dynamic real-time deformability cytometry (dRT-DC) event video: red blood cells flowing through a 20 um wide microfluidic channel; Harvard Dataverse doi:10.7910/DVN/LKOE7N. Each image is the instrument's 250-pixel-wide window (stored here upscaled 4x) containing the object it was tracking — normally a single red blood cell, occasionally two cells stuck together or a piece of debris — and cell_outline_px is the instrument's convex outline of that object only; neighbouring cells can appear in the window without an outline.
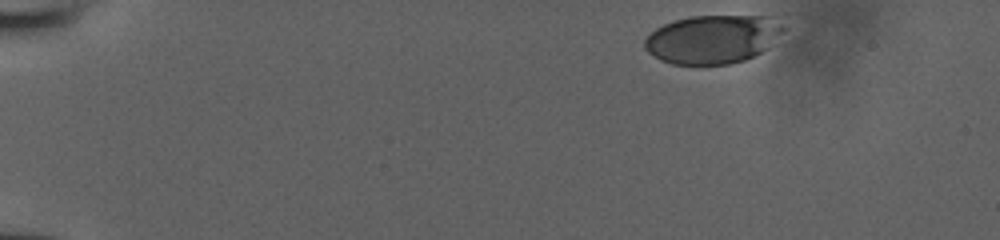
{"species": "human", "species_latin": "Homo sapiens", "temperature_condition": "room temperature", "stored_images_in_passage": 23, "camera_frame_rate_fps": 3000, "um_per_image_px": 0.085, "donor": {"sex": "male"}, "frame": {"image": 1, "passage_image": 1, "time_ms": 0.0, "image_size_px": [1000, 240], "cell_outline_px": [[788, 28], [768, 48], [744, 60], [728, 64], [672, 64], [660, 60], [648, 52], [644, 48], [644, 40], [656, 28], [664, 24], [676, 20], [692, 16], [788, 12]], "centroid_in_image_um": [60.84, 3.22], "position_along_channel_um": 24.2, "area_um2": 41.44}}
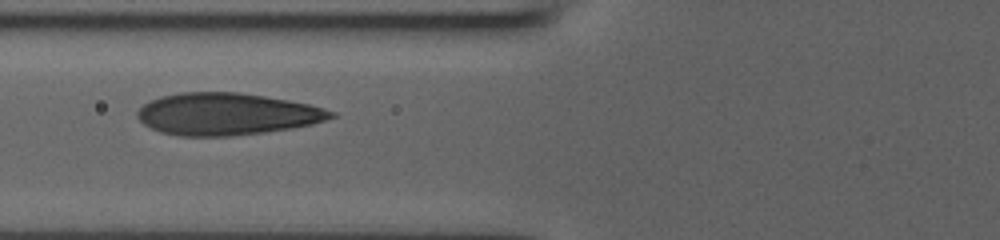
{"frame": {"image": 2, "passage_image": 14, "time_ms": 4.333, "image_size_px": [1000, 240], "cell_outline_px": [[336, 116], [312, 124], [292, 128], [264, 132], [232, 136], [180, 136], [160, 132], [144, 124], [136, 116], [136, 112], [144, 104], [152, 100], [164, 96], [180, 92], [236, 92], [264, 96], [288, 100], [308, 104], [324, 108], [336, 112]], "centroid_in_image_um": [19.27, 9.7], "position_along_channel_um": 106.5, "area_um2": 47.22}}
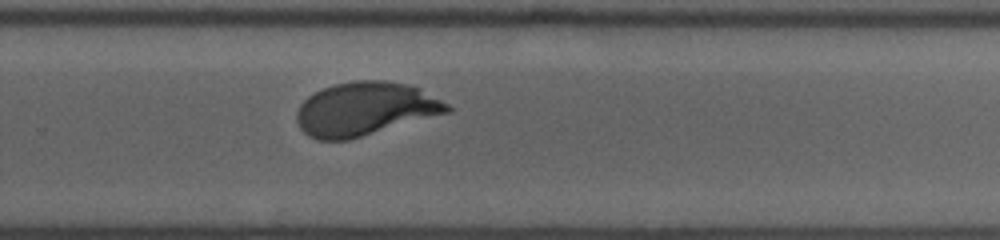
{"frame": {"image": 3, "passage_image": 23, "time_ms": 7.333, "image_size_px": [1000, 240], "cell_outline_px": [[452, 112], [348, 140], [316, 140], [308, 136], [300, 128], [296, 120], [296, 112], [300, 104], [308, 96], [324, 88], [336, 84], [356, 80], [384, 80], [404, 84], [420, 88], [448, 104], [452, 108]], "centroid_in_image_um": [31.04, 9.27], "position_along_channel_um": 298.8, "area_um2": 46.93}}